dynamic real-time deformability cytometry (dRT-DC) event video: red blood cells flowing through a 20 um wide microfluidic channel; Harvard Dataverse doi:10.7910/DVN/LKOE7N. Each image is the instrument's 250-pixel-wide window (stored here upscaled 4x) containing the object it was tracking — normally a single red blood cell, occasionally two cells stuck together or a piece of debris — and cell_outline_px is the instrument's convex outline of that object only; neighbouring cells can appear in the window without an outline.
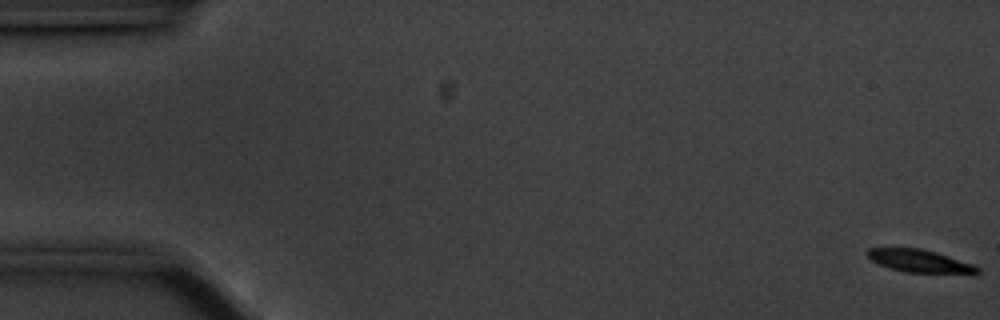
{"species": "common noctule bat (a hibernating species)", "species_latin": "Nyctalus noctula", "temperature_condition": "cold", "stored_images_in_passage": 59, "camera_frame_rate_fps": 3000, "um_per_image_px": 0.085, "animal": {"sex": "male", "body_mass_g": 20.1, "forearm_length_mm": 53.5}, "frame": {"image": 1, "passage_image": 1, "time_ms": 0.0, "image_size_px": [1000, 320], "cell_outline_px": [[980, 272], [972, 276], [904, 272], [880, 264], [872, 260], [864, 252], [868, 248], [920, 248], [936, 252], [972, 264], [980, 268]], "centroid_in_image_um": [78.29, 22.23], "position_along_channel_um": 6.7, "area_um2": 15.09}}
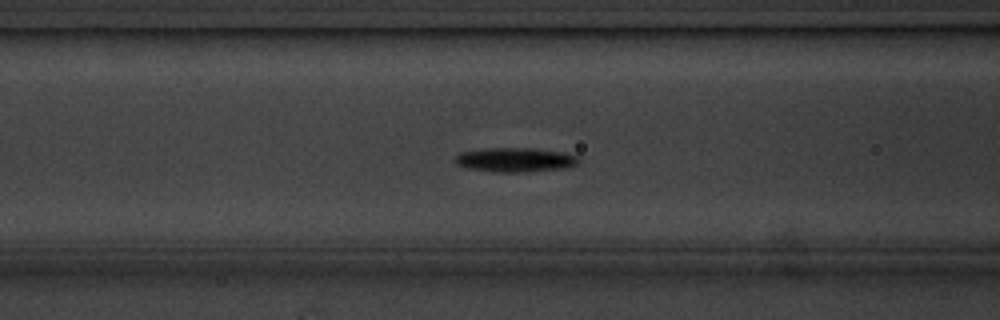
{"frame": {"image": 2, "passage_image": 23, "time_ms": 7.333, "image_size_px": [1000, 320], "cell_outline_px": [[580, 160], [576, 164], [568, 168], [524, 172], [492, 172], [464, 168], [456, 164], [452, 160], [460, 152], [488, 148], [532, 148], [564, 152], [576, 156]], "centroid_in_image_um": [43.75, 13.59], "position_along_channel_um": 122.9, "area_um2": 17.74}}
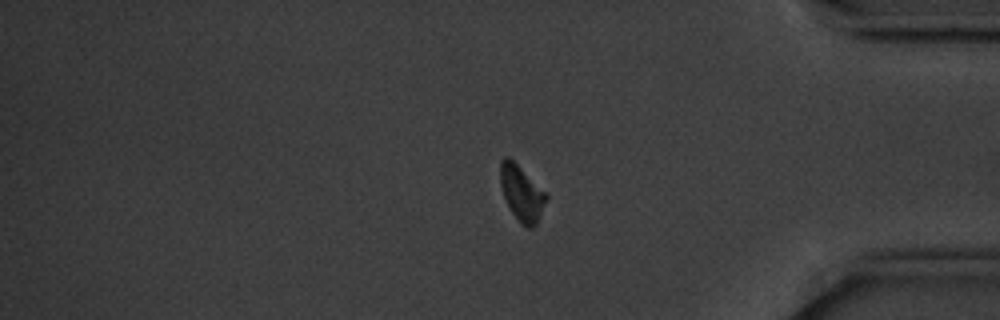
{"frame": {"image": 3, "passage_image": 48, "time_ms": 15.667, "image_size_px": [1000, 320], "cell_outline_px": [[548, 196], [536, 224], [532, 228], [528, 228], [520, 224], [512, 212], [504, 196], [500, 184], [500, 160], [504, 156], [508, 156], [548, 192]], "centroid_in_image_um": [44.35, 16.39], "position_along_channel_um": 390.8, "area_um2": 14.91}, "authors_computed_cell_mechanics": {"area_um2": 15.8372, "velocity_mm_per_s": 3.4889, "shape_relaxation_time_tau1_ms": 1.5411, "shape_relaxation_time_tau2_ms": null, "deformation_change_tau1": 0.1061, "deformation_change_tau2": null}}